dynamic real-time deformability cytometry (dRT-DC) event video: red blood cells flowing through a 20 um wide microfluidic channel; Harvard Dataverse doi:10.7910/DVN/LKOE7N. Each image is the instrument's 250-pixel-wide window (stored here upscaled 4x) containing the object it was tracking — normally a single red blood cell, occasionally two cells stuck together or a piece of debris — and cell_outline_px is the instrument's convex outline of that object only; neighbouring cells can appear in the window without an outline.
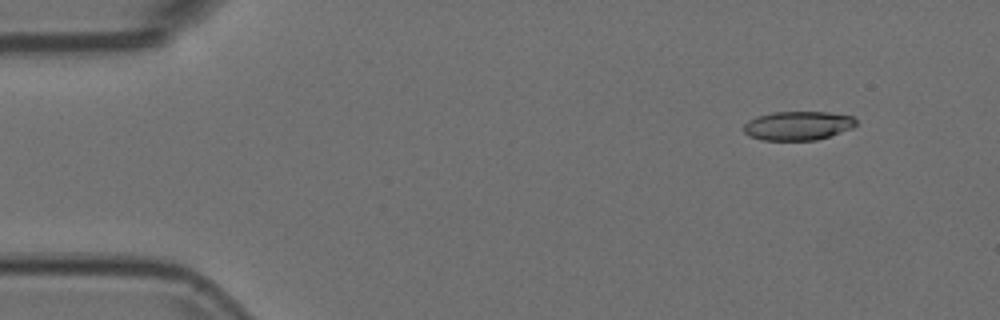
{"species": "Egyptian fruit bat (a non-hibernating species)", "species_latin": "Rousettus aegyptiacus", "temperature_condition": "room temperature", "stored_images_in_passage": 51, "camera_frame_rate_fps": 3000, "um_per_image_px": 0.085, "animal": {"sex": "female"}, "frame": {"image": 1, "passage_image": 2, "time_ms": 0.333, "image_size_px": [1000, 320], "cell_outline_px": [[856, 124], [852, 128], [816, 140], [764, 140], [748, 136], [744, 132], [744, 124], [748, 120], [756, 116], [772, 112], [828, 112], [852, 116], [856, 120]], "centroid_in_image_um": [67.79, 10.68], "position_along_channel_um": 17.2, "area_um2": 18.9}}
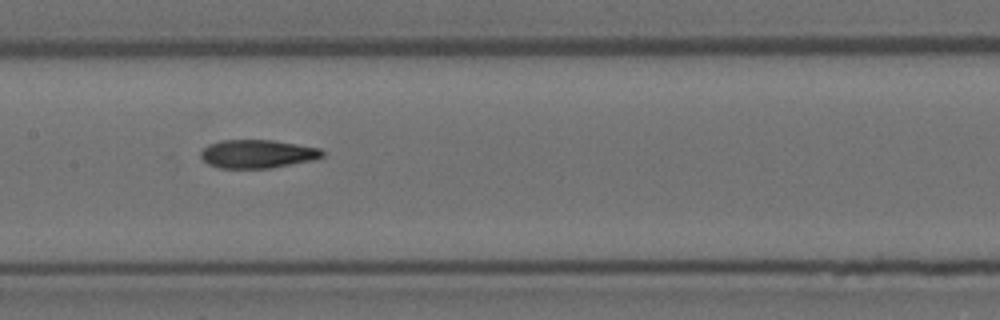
{"frame": {"image": 2, "passage_image": 23, "time_ms": 7.333, "image_size_px": [1000, 320], "cell_outline_px": [[324, 156], [312, 160], [268, 168], [220, 168], [208, 164], [200, 156], [200, 152], [208, 144], [220, 140], [276, 140], [320, 148], [324, 152]], "centroid_in_image_um": [21.87, 13.07], "position_along_channel_um": 185.5, "area_um2": 20.11}}
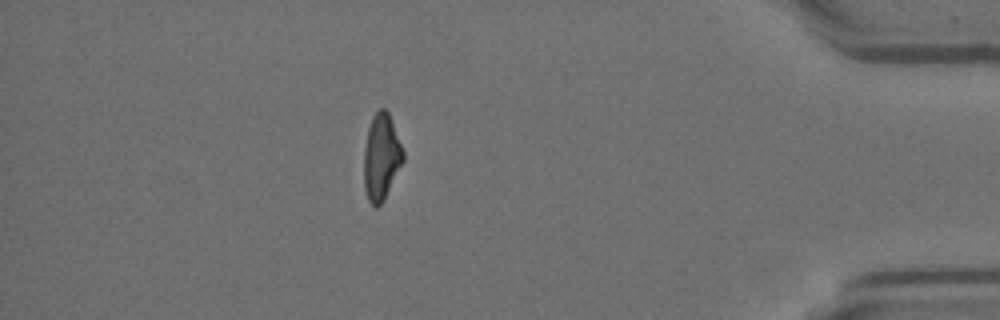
{"frame": {"image": 3, "passage_image": 44, "time_ms": 14.333, "image_size_px": [1000, 320], "cell_outline_px": [[404, 160], [384, 200], [376, 208], [368, 200], [364, 188], [364, 148], [368, 128], [372, 116], [380, 108], [384, 108], [388, 112], [404, 152]], "centroid_in_image_um": [32.4, 13.36], "position_along_channel_um": 402.8, "area_um2": 19.65}}